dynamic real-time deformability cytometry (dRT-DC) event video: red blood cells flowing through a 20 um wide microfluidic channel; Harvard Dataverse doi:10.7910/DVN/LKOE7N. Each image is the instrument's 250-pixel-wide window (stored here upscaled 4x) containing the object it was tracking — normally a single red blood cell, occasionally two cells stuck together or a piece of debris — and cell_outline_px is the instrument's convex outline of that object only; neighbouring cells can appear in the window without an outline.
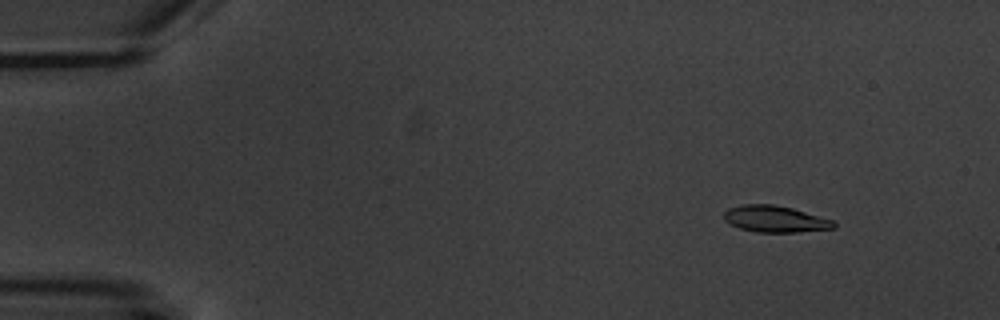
{"species": "common noctule bat (a hibernating species)", "species_latin": "Nyctalus noctula", "temperature_condition": "warm", "stored_images_in_passage": 5, "camera_frame_rate_fps": 3000, "um_per_image_px": 0.085, "animal": {"sex": "male", "body_mass_g": 20.1, "forearm_length_mm": 53.5}, "frame": {"image": 1, "passage_image": 2, "time_ms": 1.333, "image_size_px": [1000, 320], "cell_outline_px": [[836, 228], [800, 232], [756, 232], [740, 228], [724, 220], [724, 212], [728, 208], [740, 204], [772, 204], [792, 208], [832, 220], [836, 224]], "centroid_in_image_um": [65.87, 18.61], "position_along_channel_um": 19.1, "area_um2": 16.94}}
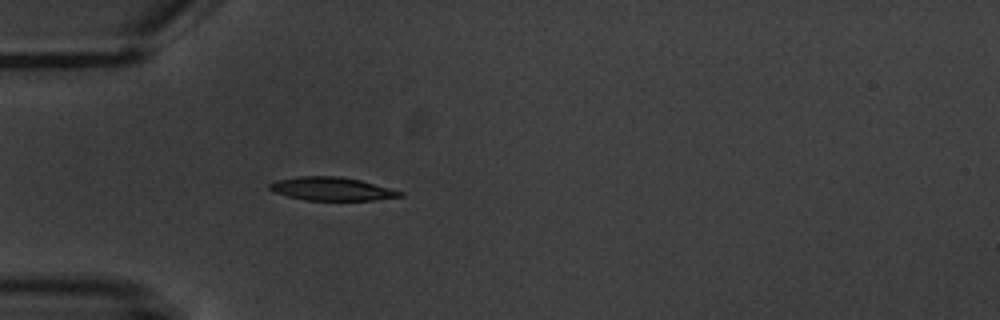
{"frame": {"image": 2, "passage_image": 5, "time_ms": 5.0, "image_size_px": [1000, 320], "cell_outline_px": [[404, 196], [372, 200], [304, 200], [288, 196], [276, 192], [268, 188], [268, 184], [276, 180], [300, 176], [336, 176], [360, 180], [404, 192]], "centroid_in_image_um": [28.19, 16.05], "position_along_channel_um": 56.8, "area_um2": 17.57}}